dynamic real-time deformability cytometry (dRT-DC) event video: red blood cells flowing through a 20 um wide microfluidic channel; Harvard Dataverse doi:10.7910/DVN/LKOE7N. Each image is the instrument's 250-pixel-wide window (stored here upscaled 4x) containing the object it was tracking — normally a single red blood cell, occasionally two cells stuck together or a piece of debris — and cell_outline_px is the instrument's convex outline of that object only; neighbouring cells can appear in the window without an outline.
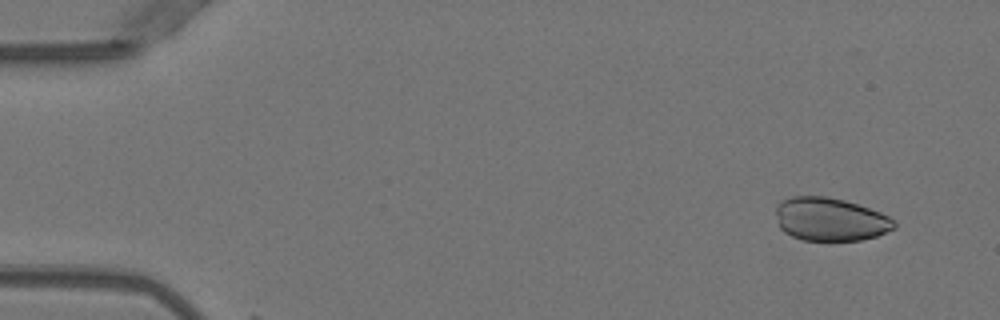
{"species": "Egyptian fruit bat (a non-hibernating species)", "species_latin": "Rousettus aegyptiacus", "temperature_condition": "warm", "stored_images_in_passage": 5, "camera_frame_rate_fps": 3000, "um_per_image_px": 0.085, "animal": {"sex": "female"}, "frame": {"image": 1, "passage_image": 4, "time_ms": 1.0, "image_size_px": [1000, 320], "cell_outline_px": [[896, 228], [876, 236], [860, 240], [804, 240], [792, 236], [784, 232], [780, 228], [776, 212], [776, 204], [780, 200], [792, 196], [824, 196], [844, 200], [880, 212], [888, 216], [896, 224]], "centroid_in_image_um": [70.54, 18.63], "position_along_channel_um": 14.5, "area_um2": 29.71}}